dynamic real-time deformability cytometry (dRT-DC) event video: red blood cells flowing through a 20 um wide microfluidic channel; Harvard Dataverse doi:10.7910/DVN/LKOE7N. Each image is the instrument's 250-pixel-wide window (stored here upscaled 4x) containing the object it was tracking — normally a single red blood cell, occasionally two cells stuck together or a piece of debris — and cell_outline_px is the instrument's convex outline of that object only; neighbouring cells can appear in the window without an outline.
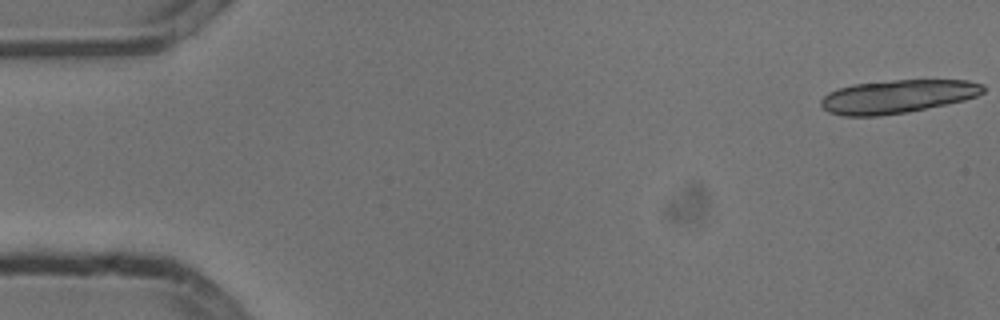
{"species": "common noctule bat (a hibernating species)", "species_latin": "Nyctalus noctula", "temperature_condition": "cold", "stored_images_in_passage": 12, "camera_frame_rate_fps": 3000, "um_per_image_px": 0.085, "animal": {"sex": "male", "body_mass_g": 13.3}, "frame": {"image": 1, "passage_image": 1, "time_ms": 0.0, "image_size_px": [1000, 320], "cell_outline_px": [[984, 92], [976, 96], [964, 100], [908, 112], [880, 116], [844, 116], [828, 112], [820, 104], [820, 100], [828, 92], [852, 84], [892, 80], [968, 80], [984, 84]], "centroid_in_image_um": [76.27, 8.2], "position_along_channel_um": 8.7, "area_um2": 31.56}}